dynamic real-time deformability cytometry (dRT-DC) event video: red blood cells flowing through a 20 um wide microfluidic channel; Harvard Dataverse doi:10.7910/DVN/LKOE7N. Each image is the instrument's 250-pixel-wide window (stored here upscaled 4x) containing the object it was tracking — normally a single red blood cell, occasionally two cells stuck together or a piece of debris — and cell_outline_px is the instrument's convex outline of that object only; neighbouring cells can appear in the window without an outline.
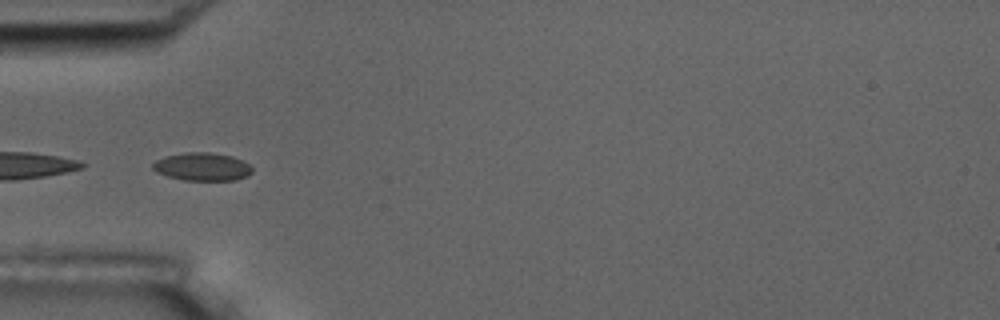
{"species": "common noctule bat (a hibernating species)", "species_latin": "Nyctalus noctula", "temperature_condition": "room temperature", "stored_images_in_passage": 9, "camera_frame_rate_fps": 3000, "um_per_image_px": 0.085, "animal": {"sex": "male", "body_mass_g": 17.5, "forearm_length_mm": 52.3}, "frame": {"image": 1, "passage_image": 1, "time_ms": 0.0, "image_size_px": [1000, 320], "cell_outline_px": [[252, 172], [248, 176], [236, 180], [184, 180], [168, 176], [156, 172], [152, 168], [152, 164], [156, 160], [164, 156], [184, 152], [208, 152], [232, 156], [248, 164], [252, 168]], "centroid_in_image_um": [17.17, 14.17], "position_along_channel_um": 67.8, "area_um2": 16.24}}